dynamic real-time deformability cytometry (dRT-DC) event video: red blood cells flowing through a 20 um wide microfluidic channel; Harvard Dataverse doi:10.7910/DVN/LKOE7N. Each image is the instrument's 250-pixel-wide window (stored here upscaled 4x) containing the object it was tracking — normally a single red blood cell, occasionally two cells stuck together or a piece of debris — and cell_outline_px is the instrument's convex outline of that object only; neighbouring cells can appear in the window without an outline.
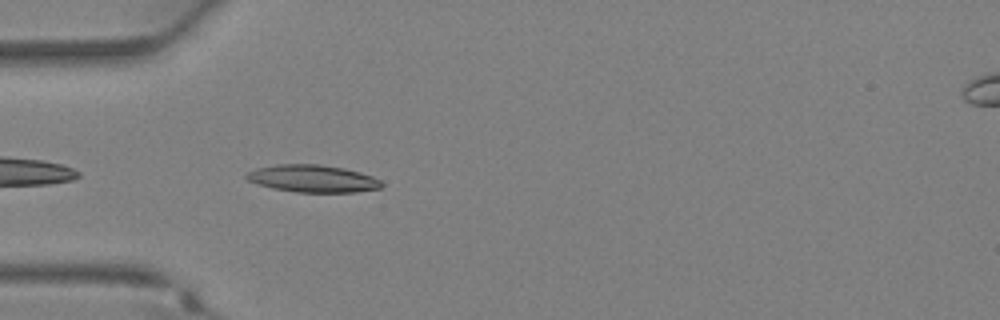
{"species": "Egyptian fruit bat (a non-hibernating species)", "species_latin": "Rousettus aegyptiacus", "temperature_condition": "warm", "stored_images_in_passage": 26, "camera_frame_rate_fps": 3000, "um_per_image_px": 0.085, "animal": {"sex": "female"}, "frame": {"image": 1, "passage_image": 1, "time_ms": 0.0, "image_size_px": [1000, 320], "cell_outline_px": [[384, 184], [380, 188], [356, 192], [296, 192], [272, 188], [248, 180], [244, 176], [248, 172], [256, 168], [276, 164], [320, 164], [344, 168], [360, 172], [372, 176], [380, 180]], "centroid_in_image_um": [26.59, 15.17], "position_along_channel_um": 58.4, "area_um2": 21.5}}
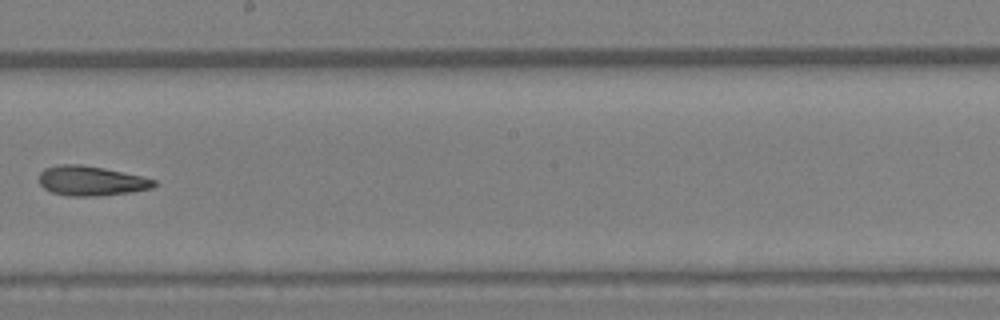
{"frame": {"image": 2, "passage_image": 11, "time_ms": 3.333, "image_size_px": [1000, 320], "cell_outline_px": [[156, 184], [152, 188], [128, 192], [100, 196], [68, 196], [52, 192], [44, 188], [40, 184], [40, 172], [44, 168], [60, 164], [80, 164], [104, 168], [140, 176], [156, 180]], "centroid_in_image_um": [7.72, 15.37], "position_along_channel_um": 240.5, "area_um2": 19.77}}
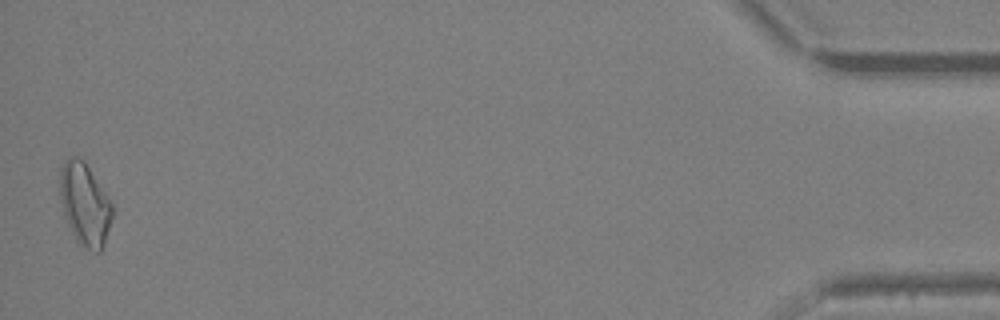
{"frame": {"image": 3, "passage_image": 26, "time_ms": 8.333, "image_size_px": [1000, 320], "cell_outline_px": [[112, 216], [104, 244], [100, 252], [96, 252], [80, 244], [76, 240], [64, 216], [60, 200], [60, 168], [64, 160], [68, 156], [76, 156], [84, 160], [108, 196], [112, 204]], "centroid_in_image_um": [7.19, 17.32], "position_along_channel_um": 428.0, "area_um2": 25.09}}